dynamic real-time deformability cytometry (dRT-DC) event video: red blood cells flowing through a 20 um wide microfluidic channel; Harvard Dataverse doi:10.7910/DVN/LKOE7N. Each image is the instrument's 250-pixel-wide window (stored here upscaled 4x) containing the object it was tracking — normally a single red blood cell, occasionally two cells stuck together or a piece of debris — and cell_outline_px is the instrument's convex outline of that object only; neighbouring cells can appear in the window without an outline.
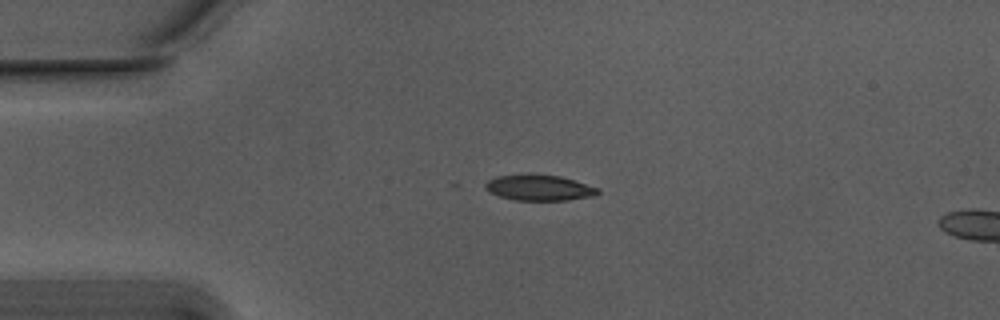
{"species": "Egyptian fruit bat (a non-hibernating species)", "species_latin": "Rousettus aegyptiacus", "temperature_condition": "warm", "stored_images_in_passage": 5, "camera_frame_rate_fps": 3000, "um_per_image_px": 0.085, "animal": {"sex": "male"}, "frame": {"image": 1, "passage_image": 1, "time_ms": 0.0, "image_size_px": [1000, 320], "cell_outline_px": [[600, 192], [596, 196], [568, 200], [516, 200], [500, 196], [484, 188], [484, 184], [488, 180], [496, 176], [560, 176], [600, 188]], "centroid_in_image_um": [45.9, 15.99], "position_along_channel_um": 39.1, "area_um2": 16.36}}